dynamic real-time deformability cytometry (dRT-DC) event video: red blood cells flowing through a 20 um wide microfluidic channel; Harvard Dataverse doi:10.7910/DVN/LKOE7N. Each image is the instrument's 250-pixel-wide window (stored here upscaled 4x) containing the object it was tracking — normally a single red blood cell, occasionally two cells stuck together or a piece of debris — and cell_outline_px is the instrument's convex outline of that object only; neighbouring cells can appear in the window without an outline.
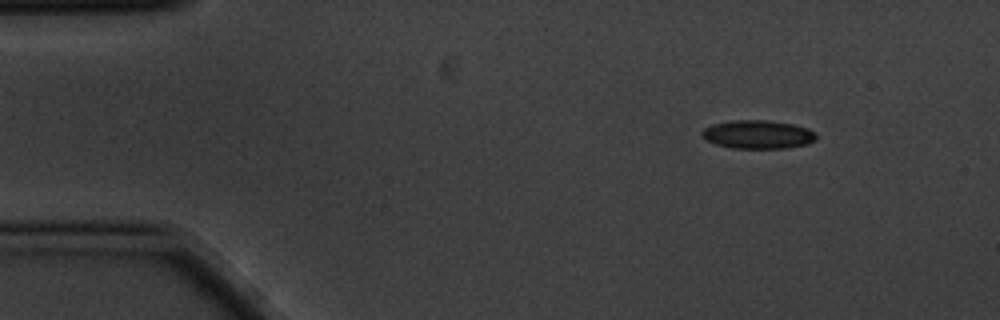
{"species": "common noctule bat (a hibernating species)", "species_latin": "Nyctalus noctula", "temperature_condition": "cold", "stored_images_in_passage": 8, "camera_frame_rate_fps": 3000, "um_per_image_px": 0.085, "animal": {"sex": "male", "body_mass_g": 20.1, "forearm_length_mm": 53.5}, "frame": {"image": 1, "passage_image": 1, "time_ms": 0.0, "image_size_px": [1000, 320], "cell_outline_px": [[816, 140], [808, 144], [788, 148], [732, 148], [716, 144], [708, 140], [700, 132], [704, 128], [712, 124], [732, 120], [768, 120], [792, 124], [808, 128], [816, 132]], "centroid_in_image_um": [64.46, 11.42], "position_along_channel_um": 20.5, "area_um2": 19.02}}
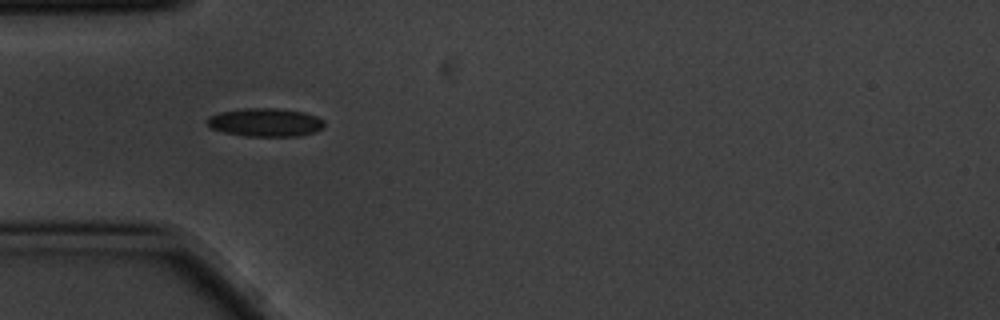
{"frame": {"image": 2, "passage_image": 4, "time_ms": 1.0, "image_size_px": [1000, 320], "cell_outline_px": [[324, 128], [300, 136], [248, 136], [224, 132], [212, 128], [204, 120], [208, 116], [220, 112], [244, 108], [276, 108], [304, 112], [316, 116], [324, 120]], "centroid_in_image_um": [22.55, 10.39], "position_along_channel_um": 62.5, "area_um2": 19.36}}
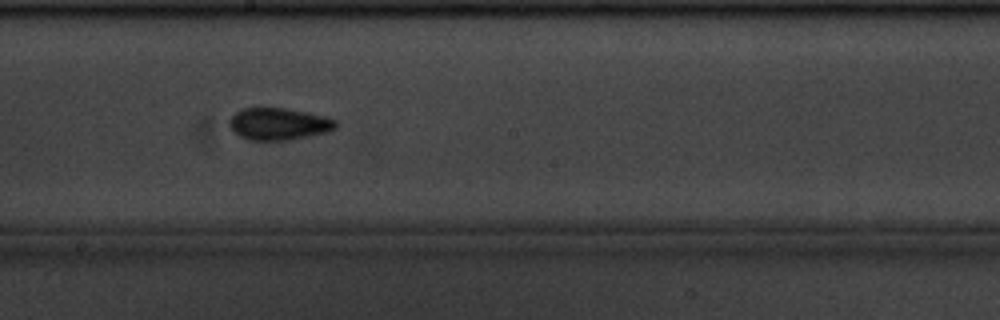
{"frame": {"image": 3, "passage_image": 8, "time_ms": 2.333, "image_size_px": [1000, 320], "cell_outline_px": [[336, 128], [328, 132], [288, 140], [248, 140], [232, 132], [228, 124], [228, 120], [240, 108], [288, 108], [328, 116], [336, 120]], "centroid_in_image_um": [23.68, 10.53], "position_along_channel_um": 224.5, "area_um2": 20.17}}